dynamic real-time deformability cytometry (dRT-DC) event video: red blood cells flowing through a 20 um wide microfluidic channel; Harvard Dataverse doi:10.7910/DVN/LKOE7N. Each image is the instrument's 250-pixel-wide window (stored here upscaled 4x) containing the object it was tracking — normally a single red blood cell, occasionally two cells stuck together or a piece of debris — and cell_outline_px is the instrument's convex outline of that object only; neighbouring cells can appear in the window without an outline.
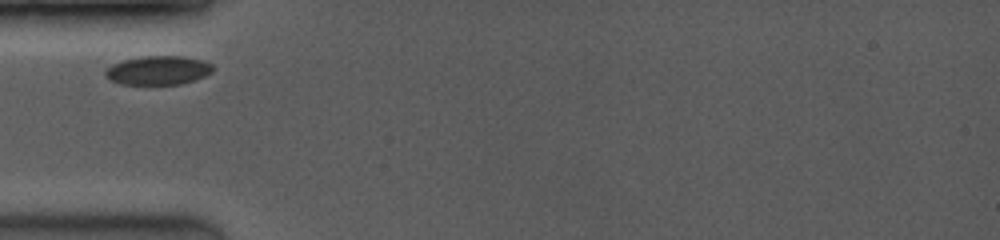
{"species": "common noctule bat (a hibernating species)", "species_latin": "Nyctalus noctula", "temperature_condition": "room temperature", "stored_images_in_passage": 42, "camera_frame_rate_fps": 3500, "um_per_image_px": 0.085, "animal": {"sex": "female", "body_mass_g": 19.0, "forearm_length_mm": 53.3}, "frame": {"image": 1, "passage_image": 1, "time_ms": 0.0, "image_size_px": [1000, 240], "cell_outline_px": [[216, 68], [212, 72], [204, 76], [180, 84], [120, 84], [108, 80], [104, 76], [104, 72], [112, 64], [124, 60], [144, 56], [184, 56], [204, 60], [212, 64]], "centroid_in_image_um": [13.44, 5.97], "position_along_channel_um": 71.6, "area_um2": 18.21}}
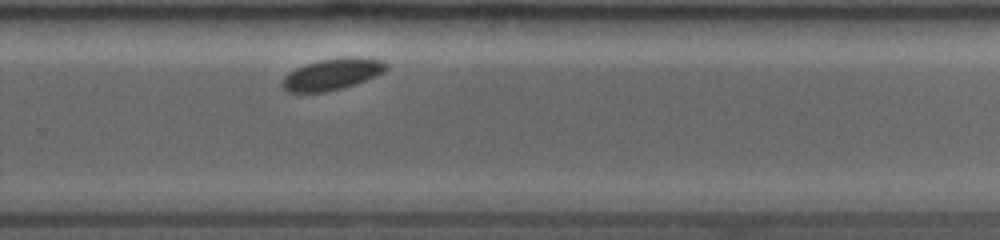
{"frame": {"image": 2, "passage_image": 23, "time_ms": 6.0, "image_size_px": [1000, 240], "cell_outline_px": [[388, 68], [384, 72], [376, 76], [344, 88], [324, 92], [288, 92], [280, 84], [284, 76], [288, 72], [304, 64], [320, 60], [348, 56], [360, 56], [384, 60], [388, 64]], "centroid_in_image_um": [28.26, 6.29], "position_along_channel_um": 301.5, "area_um2": 19.36}}
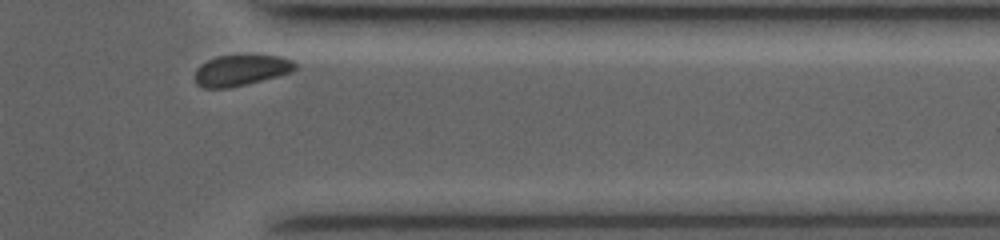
{"frame": {"image": 3, "passage_image": 39, "time_ms": 8.286, "image_size_px": [1000, 240], "cell_outline_px": [[296, 68], [292, 72], [228, 88], [204, 88], [196, 84], [196, 68], [200, 64], [216, 56], [280, 56], [292, 60], [296, 64]], "centroid_in_image_um": [20.46, 5.97], "position_along_channel_um": 390.9, "area_um2": 17.69}}